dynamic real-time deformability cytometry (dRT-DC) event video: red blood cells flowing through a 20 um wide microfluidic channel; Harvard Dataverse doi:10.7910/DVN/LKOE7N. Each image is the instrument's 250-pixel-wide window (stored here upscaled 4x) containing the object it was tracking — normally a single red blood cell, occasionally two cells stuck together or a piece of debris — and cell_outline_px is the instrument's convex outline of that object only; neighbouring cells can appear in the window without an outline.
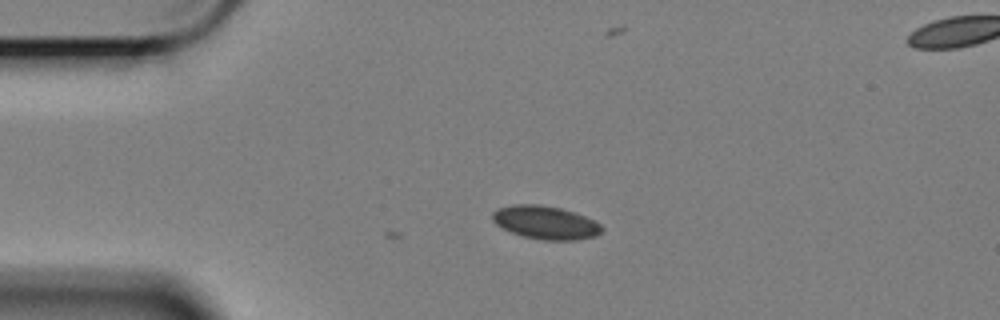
{"species": "Egyptian fruit bat (a non-hibernating species)", "species_latin": "Rousettus aegyptiacus", "temperature_condition": "cold", "stored_images_in_passage": 4, "camera_frame_rate_fps": 3000, "um_per_image_px": 0.085, "animal": {"sex": "female"}, "frame": {"image": 1, "passage_image": 1, "time_ms": 0.0, "image_size_px": [1000, 320], "cell_outline_px": [[604, 228], [596, 236], [576, 240], [544, 240], [524, 236], [508, 232], [500, 228], [492, 220], [492, 212], [496, 208], [512, 204], [540, 204], [560, 208], [584, 216], [600, 224]], "centroid_in_image_um": [46.31, 18.91], "position_along_channel_um": 38.7, "area_um2": 21.33}}